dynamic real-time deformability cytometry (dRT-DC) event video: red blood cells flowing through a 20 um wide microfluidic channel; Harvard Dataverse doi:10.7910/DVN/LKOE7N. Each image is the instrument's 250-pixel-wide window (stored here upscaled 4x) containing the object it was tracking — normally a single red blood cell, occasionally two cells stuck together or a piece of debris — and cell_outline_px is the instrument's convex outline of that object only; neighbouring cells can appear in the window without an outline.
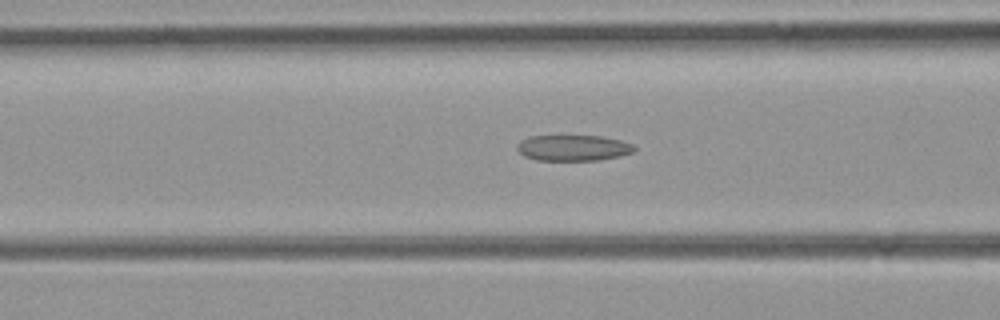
{"species": "common noctule bat (a hibernating species)", "species_latin": "Nyctalus noctula", "temperature_condition": "room temperature", "stored_images_in_passage": 38, "camera_frame_rate_fps": 3000, "um_per_image_px": 0.085, "animal": {"sex": "female", "body_mass_g": 21.9}, "frame": {"image": 1, "passage_image": 14, "time_ms": 4.333, "image_size_px": [1000, 320], "cell_outline_px": [[636, 152], [620, 156], [600, 160], [536, 160], [524, 156], [516, 148], [520, 140], [528, 136], [600, 136], [620, 140], [632, 144], [636, 148]], "centroid_in_image_um": [48.73, 12.57], "position_along_channel_um": 117.9, "area_um2": 17.74}}
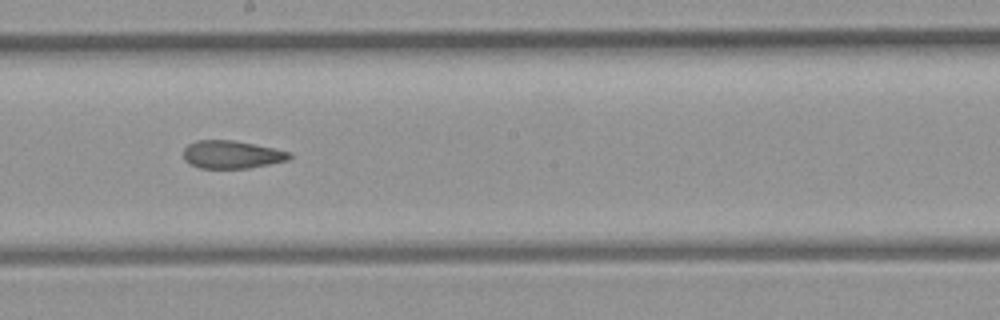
{"frame": {"image": 2, "passage_image": 22, "time_ms": 7.0, "image_size_px": [1000, 320], "cell_outline_px": [[292, 156], [288, 160], [248, 168], [200, 168], [184, 160], [184, 148], [188, 144], [196, 140], [232, 140], [292, 152]], "centroid_in_image_um": [19.69, 13.13], "position_along_channel_um": 228.5, "area_um2": 17.05}}
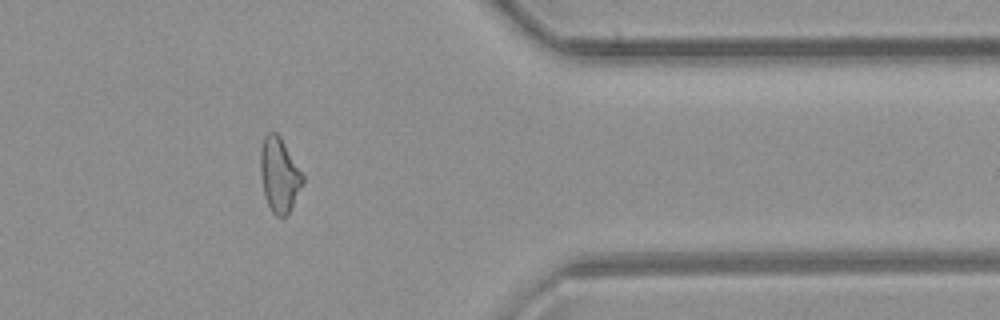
{"frame": {"image": 3, "passage_image": 35, "time_ms": 11.333, "image_size_px": [1000, 320], "cell_outline_px": [[304, 180], [292, 208], [284, 216], [276, 216], [272, 212], [264, 196], [260, 176], [260, 148], [264, 136], [268, 132], [276, 132], [280, 136], [304, 176]], "centroid_in_image_um": [23.72, 14.85], "position_along_channel_um": 387.7, "area_um2": 18.38}}